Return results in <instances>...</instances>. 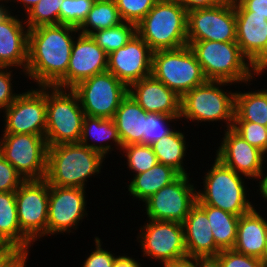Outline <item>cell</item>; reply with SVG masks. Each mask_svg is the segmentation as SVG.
Listing matches in <instances>:
<instances>
[{
    "label": "cell",
    "instance_id": "277c9868",
    "mask_svg": "<svg viewBox=\"0 0 267 267\" xmlns=\"http://www.w3.org/2000/svg\"><path fill=\"white\" fill-rule=\"evenodd\" d=\"M214 159L202 178L203 190H197L196 204L220 208L239 217L252 210L255 205L248 199L249 191L244 181L249 178L236 173L216 157Z\"/></svg>",
    "mask_w": 267,
    "mask_h": 267
},
{
    "label": "cell",
    "instance_id": "603a6c76",
    "mask_svg": "<svg viewBox=\"0 0 267 267\" xmlns=\"http://www.w3.org/2000/svg\"><path fill=\"white\" fill-rule=\"evenodd\" d=\"M188 258L216 256L221 249L215 244L207 214L195 204L183 221Z\"/></svg>",
    "mask_w": 267,
    "mask_h": 267
},
{
    "label": "cell",
    "instance_id": "cb8c5ba5",
    "mask_svg": "<svg viewBox=\"0 0 267 267\" xmlns=\"http://www.w3.org/2000/svg\"><path fill=\"white\" fill-rule=\"evenodd\" d=\"M262 215L254 207L239 217L235 251L262 258L267 245V219Z\"/></svg>",
    "mask_w": 267,
    "mask_h": 267
},
{
    "label": "cell",
    "instance_id": "2e32d148",
    "mask_svg": "<svg viewBox=\"0 0 267 267\" xmlns=\"http://www.w3.org/2000/svg\"><path fill=\"white\" fill-rule=\"evenodd\" d=\"M84 188L49 185L47 236L74 233L88 216ZM82 221V222H81ZM73 229V230H72ZM73 231V232H72Z\"/></svg>",
    "mask_w": 267,
    "mask_h": 267
},
{
    "label": "cell",
    "instance_id": "9a60e30c",
    "mask_svg": "<svg viewBox=\"0 0 267 267\" xmlns=\"http://www.w3.org/2000/svg\"><path fill=\"white\" fill-rule=\"evenodd\" d=\"M3 134H37L46 131V86H37L20 92L4 111Z\"/></svg>",
    "mask_w": 267,
    "mask_h": 267
},
{
    "label": "cell",
    "instance_id": "52a82bcc",
    "mask_svg": "<svg viewBox=\"0 0 267 267\" xmlns=\"http://www.w3.org/2000/svg\"><path fill=\"white\" fill-rule=\"evenodd\" d=\"M84 116L78 96L72 89L46 86L47 146L78 143Z\"/></svg>",
    "mask_w": 267,
    "mask_h": 267
},
{
    "label": "cell",
    "instance_id": "8992f818",
    "mask_svg": "<svg viewBox=\"0 0 267 267\" xmlns=\"http://www.w3.org/2000/svg\"><path fill=\"white\" fill-rule=\"evenodd\" d=\"M233 83L207 80L181 97L180 120L187 122H224L225 129L234 121L235 92L223 89ZM224 86V88H223ZM222 87V88H221Z\"/></svg>",
    "mask_w": 267,
    "mask_h": 267
},
{
    "label": "cell",
    "instance_id": "8d00e7d4",
    "mask_svg": "<svg viewBox=\"0 0 267 267\" xmlns=\"http://www.w3.org/2000/svg\"><path fill=\"white\" fill-rule=\"evenodd\" d=\"M95 0H64L60 8V24L79 28Z\"/></svg>",
    "mask_w": 267,
    "mask_h": 267
},
{
    "label": "cell",
    "instance_id": "e0dca14e",
    "mask_svg": "<svg viewBox=\"0 0 267 267\" xmlns=\"http://www.w3.org/2000/svg\"><path fill=\"white\" fill-rule=\"evenodd\" d=\"M107 68L108 54L91 35L79 33L72 45L67 73L54 86L72 89L78 83L96 74L106 72Z\"/></svg>",
    "mask_w": 267,
    "mask_h": 267
},
{
    "label": "cell",
    "instance_id": "5bb4252c",
    "mask_svg": "<svg viewBox=\"0 0 267 267\" xmlns=\"http://www.w3.org/2000/svg\"><path fill=\"white\" fill-rule=\"evenodd\" d=\"M191 179L189 174L180 175L147 199L143 204L147 219L183 223L197 201V190Z\"/></svg>",
    "mask_w": 267,
    "mask_h": 267
},
{
    "label": "cell",
    "instance_id": "ab89813d",
    "mask_svg": "<svg viewBox=\"0 0 267 267\" xmlns=\"http://www.w3.org/2000/svg\"><path fill=\"white\" fill-rule=\"evenodd\" d=\"M216 256L221 267H264L260 258L239 253L234 249L221 250Z\"/></svg>",
    "mask_w": 267,
    "mask_h": 267
},
{
    "label": "cell",
    "instance_id": "4dcf8cb0",
    "mask_svg": "<svg viewBox=\"0 0 267 267\" xmlns=\"http://www.w3.org/2000/svg\"><path fill=\"white\" fill-rule=\"evenodd\" d=\"M206 214L215 244L221 249H233L237 239L239 216L210 205H198Z\"/></svg>",
    "mask_w": 267,
    "mask_h": 267
},
{
    "label": "cell",
    "instance_id": "4316f807",
    "mask_svg": "<svg viewBox=\"0 0 267 267\" xmlns=\"http://www.w3.org/2000/svg\"><path fill=\"white\" fill-rule=\"evenodd\" d=\"M180 175L173 167L157 163L149 170L134 175L133 179L131 178L130 183L127 185L128 195L144 203L154 193L171 184Z\"/></svg>",
    "mask_w": 267,
    "mask_h": 267
},
{
    "label": "cell",
    "instance_id": "d4e9b609",
    "mask_svg": "<svg viewBox=\"0 0 267 267\" xmlns=\"http://www.w3.org/2000/svg\"><path fill=\"white\" fill-rule=\"evenodd\" d=\"M90 140L94 142L90 144ZM79 143L102 154L105 158L108 154L112 153L111 151L117 149L120 150L121 153L122 149V142L118 134L117 126L112 118L85 115ZM113 143L115 144L114 147H116L114 150V147H112Z\"/></svg>",
    "mask_w": 267,
    "mask_h": 267
},
{
    "label": "cell",
    "instance_id": "f546056e",
    "mask_svg": "<svg viewBox=\"0 0 267 267\" xmlns=\"http://www.w3.org/2000/svg\"><path fill=\"white\" fill-rule=\"evenodd\" d=\"M234 121L254 122L267 127V89L236 91Z\"/></svg>",
    "mask_w": 267,
    "mask_h": 267
},
{
    "label": "cell",
    "instance_id": "7c38bea8",
    "mask_svg": "<svg viewBox=\"0 0 267 267\" xmlns=\"http://www.w3.org/2000/svg\"><path fill=\"white\" fill-rule=\"evenodd\" d=\"M197 41L236 42L233 0L187 12V43Z\"/></svg>",
    "mask_w": 267,
    "mask_h": 267
},
{
    "label": "cell",
    "instance_id": "ac0fdd59",
    "mask_svg": "<svg viewBox=\"0 0 267 267\" xmlns=\"http://www.w3.org/2000/svg\"><path fill=\"white\" fill-rule=\"evenodd\" d=\"M223 135L220 146L215 150L216 158L236 173L258 181L266 170L264 163L267 156L250 145L232 127L225 129Z\"/></svg>",
    "mask_w": 267,
    "mask_h": 267
},
{
    "label": "cell",
    "instance_id": "816d5d0a",
    "mask_svg": "<svg viewBox=\"0 0 267 267\" xmlns=\"http://www.w3.org/2000/svg\"><path fill=\"white\" fill-rule=\"evenodd\" d=\"M29 251H23L8 267H26Z\"/></svg>",
    "mask_w": 267,
    "mask_h": 267
},
{
    "label": "cell",
    "instance_id": "9f6ffc18",
    "mask_svg": "<svg viewBox=\"0 0 267 267\" xmlns=\"http://www.w3.org/2000/svg\"><path fill=\"white\" fill-rule=\"evenodd\" d=\"M6 245L5 242H3L1 239H0V250Z\"/></svg>",
    "mask_w": 267,
    "mask_h": 267
},
{
    "label": "cell",
    "instance_id": "484cf974",
    "mask_svg": "<svg viewBox=\"0 0 267 267\" xmlns=\"http://www.w3.org/2000/svg\"><path fill=\"white\" fill-rule=\"evenodd\" d=\"M146 117L147 112L128 93L112 118L117 126L122 146L130 144L142 145Z\"/></svg>",
    "mask_w": 267,
    "mask_h": 267
},
{
    "label": "cell",
    "instance_id": "b9f144b4",
    "mask_svg": "<svg viewBox=\"0 0 267 267\" xmlns=\"http://www.w3.org/2000/svg\"><path fill=\"white\" fill-rule=\"evenodd\" d=\"M24 181V178L0 154V192L16 191Z\"/></svg>",
    "mask_w": 267,
    "mask_h": 267
},
{
    "label": "cell",
    "instance_id": "bcb514c9",
    "mask_svg": "<svg viewBox=\"0 0 267 267\" xmlns=\"http://www.w3.org/2000/svg\"><path fill=\"white\" fill-rule=\"evenodd\" d=\"M181 4L186 10L191 11L199 8H209L221 4L225 0H174Z\"/></svg>",
    "mask_w": 267,
    "mask_h": 267
},
{
    "label": "cell",
    "instance_id": "7bdbcfd3",
    "mask_svg": "<svg viewBox=\"0 0 267 267\" xmlns=\"http://www.w3.org/2000/svg\"><path fill=\"white\" fill-rule=\"evenodd\" d=\"M13 70L11 67H0V112L8 108L18 97L19 92L14 93Z\"/></svg>",
    "mask_w": 267,
    "mask_h": 267
},
{
    "label": "cell",
    "instance_id": "11a10c76",
    "mask_svg": "<svg viewBox=\"0 0 267 267\" xmlns=\"http://www.w3.org/2000/svg\"><path fill=\"white\" fill-rule=\"evenodd\" d=\"M261 261H262L264 267H267V245H266L264 254H263L262 258H261Z\"/></svg>",
    "mask_w": 267,
    "mask_h": 267
},
{
    "label": "cell",
    "instance_id": "f5cc1de1",
    "mask_svg": "<svg viewBox=\"0 0 267 267\" xmlns=\"http://www.w3.org/2000/svg\"><path fill=\"white\" fill-rule=\"evenodd\" d=\"M163 267H195V263L191 258L175 261L162 265Z\"/></svg>",
    "mask_w": 267,
    "mask_h": 267
},
{
    "label": "cell",
    "instance_id": "5b68a950",
    "mask_svg": "<svg viewBox=\"0 0 267 267\" xmlns=\"http://www.w3.org/2000/svg\"><path fill=\"white\" fill-rule=\"evenodd\" d=\"M136 33L155 52L187 43V10L174 0H158L136 25Z\"/></svg>",
    "mask_w": 267,
    "mask_h": 267
},
{
    "label": "cell",
    "instance_id": "7dc6e473",
    "mask_svg": "<svg viewBox=\"0 0 267 267\" xmlns=\"http://www.w3.org/2000/svg\"><path fill=\"white\" fill-rule=\"evenodd\" d=\"M195 267H221L217 256H196L191 258Z\"/></svg>",
    "mask_w": 267,
    "mask_h": 267
},
{
    "label": "cell",
    "instance_id": "f1b7e54d",
    "mask_svg": "<svg viewBox=\"0 0 267 267\" xmlns=\"http://www.w3.org/2000/svg\"><path fill=\"white\" fill-rule=\"evenodd\" d=\"M186 141L184 132L175 128L171 134L154 142L151 147L157 156L158 163L173 167L181 175H188L187 168H184L186 166L184 165V158L187 157L186 153L189 146Z\"/></svg>",
    "mask_w": 267,
    "mask_h": 267
},
{
    "label": "cell",
    "instance_id": "83f0119b",
    "mask_svg": "<svg viewBox=\"0 0 267 267\" xmlns=\"http://www.w3.org/2000/svg\"><path fill=\"white\" fill-rule=\"evenodd\" d=\"M0 239L22 251H30L34 244L20 229L15 191L0 192Z\"/></svg>",
    "mask_w": 267,
    "mask_h": 267
},
{
    "label": "cell",
    "instance_id": "6da1fadb",
    "mask_svg": "<svg viewBox=\"0 0 267 267\" xmlns=\"http://www.w3.org/2000/svg\"><path fill=\"white\" fill-rule=\"evenodd\" d=\"M78 34V28L63 24L30 29L25 77L38 86H54L67 73Z\"/></svg>",
    "mask_w": 267,
    "mask_h": 267
},
{
    "label": "cell",
    "instance_id": "ba28073f",
    "mask_svg": "<svg viewBox=\"0 0 267 267\" xmlns=\"http://www.w3.org/2000/svg\"><path fill=\"white\" fill-rule=\"evenodd\" d=\"M151 75L180 97L207 81L188 45L153 52Z\"/></svg>",
    "mask_w": 267,
    "mask_h": 267
},
{
    "label": "cell",
    "instance_id": "4fadbf2b",
    "mask_svg": "<svg viewBox=\"0 0 267 267\" xmlns=\"http://www.w3.org/2000/svg\"><path fill=\"white\" fill-rule=\"evenodd\" d=\"M15 198L21 231L33 243L46 237L49 207L48 182L45 179L25 180L15 191Z\"/></svg>",
    "mask_w": 267,
    "mask_h": 267
},
{
    "label": "cell",
    "instance_id": "d590c367",
    "mask_svg": "<svg viewBox=\"0 0 267 267\" xmlns=\"http://www.w3.org/2000/svg\"><path fill=\"white\" fill-rule=\"evenodd\" d=\"M178 119H180V116L147 112V117L145 118V135L142 137V145H152L162 137L171 134L175 129L170 123L178 121Z\"/></svg>",
    "mask_w": 267,
    "mask_h": 267
},
{
    "label": "cell",
    "instance_id": "3957f363",
    "mask_svg": "<svg viewBox=\"0 0 267 267\" xmlns=\"http://www.w3.org/2000/svg\"><path fill=\"white\" fill-rule=\"evenodd\" d=\"M188 46L207 80L251 85L260 72L242 53L237 42L197 41ZM248 83V84H247Z\"/></svg>",
    "mask_w": 267,
    "mask_h": 267
},
{
    "label": "cell",
    "instance_id": "f907efd6",
    "mask_svg": "<svg viewBox=\"0 0 267 267\" xmlns=\"http://www.w3.org/2000/svg\"><path fill=\"white\" fill-rule=\"evenodd\" d=\"M4 3L8 4L10 2L9 0H0V23L7 20L12 15L11 13H13L12 9H10L9 6L5 5Z\"/></svg>",
    "mask_w": 267,
    "mask_h": 267
},
{
    "label": "cell",
    "instance_id": "60d3db41",
    "mask_svg": "<svg viewBox=\"0 0 267 267\" xmlns=\"http://www.w3.org/2000/svg\"><path fill=\"white\" fill-rule=\"evenodd\" d=\"M94 238L95 248L87 255L88 257L86 256L82 267H112L115 259L119 255H115V253L108 251V249H103L101 239L98 236Z\"/></svg>",
    "mask_w": 267,
    "mask_h": 267
},
{
    "label": "cell",
    "instance_id": "7402d4cb",
    "mask_svg": "<svg viewBox=\"0 0 267 267\" xmlns=\"http://www.w3.org/2000/svg\"><path fill=\"white\" fill-rule=\"evenodd\" d=\"M23 20V17L20 19L12 13L0 23V67L21 68L24 74L28 60L29 28Z\"/></svg>",
    "mask_w": 267,
    "mask_h": 267
},
{
    "label": "cell",
    "instance_id": "d6a6232c",
    "mask_svg": "<svg viewBox=\"0 0 267 267\" xmlns=\"http://www.w3.org/2000/svg\"><path fill=\"white\" fill-rule=\"evenodd\" d=\"M136 34V25L122 22L105 30H97L91 34L95 42L109 55L111 52L125 46Z\"/></svg>",
    "mask_w": 267,
    "mask_h": 267
},
{
    "label": "cell",
    "instance_id": "ffe728a7",
    "mask_svg": "<svg viewBox=\"0 0 267 267\" xmlns=\"http://www.w3.org/2000/svg\"><path fill=\"white\" fill-rule=\"evenodd\" d=\"M235 17L239 48L260 72H267V19L259 15Z\"/></svg>",
    "mask_w": 267,
    "mask_h": 267
},
{
    "label": "cell",
    "instance_id": "f6af8a7d",
    "mask_svg": "<svg viewBox=\"0 0 267 267\" xmlns=\"http://www.w3.org/2000/svg\"><path fill=\"white\" fill-rule=\"evenodd\" d=\"M23 251L14 245H5L0 250V267H8Z\"/></svg>",
    "mask_w": 267,
    "mask_h": 267
},
{
    "label": "cell",
    "instance_id": "f35d334b",
    "mask_svg": "<svg viewBox=\"0 0 267 267\" xmlns=\"http://www.w3.org/2000/svg\"><path fill=\"white\" fill-rule=\"evenodd\" d=\"M124 22L137 25L158 0H114Z\"/></svg>",
    "mask_w": 267,
    "mask_h": 267
},
{
    "label": "cell",
    "instance_id": "ee69618b",
    "mask_svg": "<svg viewBox=\"0 0 267 267\" xmlns=\"http://www.w3.org/2000/svg\"><path fill=\"white\" fill-rule=\"evenodd\" d=\"M235 15H259L267 19V0H233Z\"/></svg>",
    "mask_w": 267,
    "mask_h": 267
},
{
    "label": "cell",
    "instance_id": "8fae6325",
    "mask_svg": "<svg viewBox=\"0 0 267 267\" xmlns=\"http://www.w3.org/2000/svg\"><path fill=\"white\" fill-rule=\"evenodd\" d=\"M72 90L78 96L84 114L100 118H113L128 95V86L109 71L78 83Z\"/></svg>",
    "mask_w": 267,
    "mask_h": 267
},
{
    "label": "cell",
    "instance_id": "30bf717a",
    "mask_svg": "<svg viewBox=\"0 0 267 267\" xmlns=\"http://www.w3.org/2000/svg\"><path fill=\"white\" fill-rule=\"evenodd\" d=\"M146 221L137 234V242H140L144 257L163 265L188 258L182 223L151 219Z\"/></svg>",
    "mask_w": 267,
    "mask_h": 267
},
{
    "label": "cell",
    "instance_id": "db71d44e",
    "mask_svg": "<svg viewBox=\"0 0 267 267\" xmlns=\"http://www.w3.org/2000/svg\"><path fill=\"white\" fill-rule=\"evenodd\" d=\"M40 0H9V2H13L19 4L22 6V9H24V13L27 14Z\"/></svg>",
    "mask_w": 267,
    "mask_h": 267
},
{
    "label": "cell",
    "instance_id": "7a4b0ae2",
    "mask_svg": "<svg viewBox=\"0 0 267 267\" xmlns=\"http://www.w3.org/2000/svg\"><path fill=\"white\" fill-rule=\"evenodd\" d=\"M104 160L102 154L79 142L48 146L45 180L57 187L86 189L85 182L98 176Z\"/></svg>",
    "mask_w": 267,
    "mask_h": 267
},
{
    "label": "cell",
    "instance_id": "74e56055",
    "mask_svg": "<svg viewBox=\"0 0 267 267\" xmlns=\"http://www.w3.org/2000/svg\"><path fill=\"white\" fill-rule=\"evenodd\" d=\"M232 128L267 156V127L254 122L233 121Z\"/></svg>",
    "mask_w": 267,
    "mask_h": 267
},
{
    "label": "cell",
    "instance_id": "c3c4849f",
    "mask_svg": "<svg viewBox=\"0 0 267 267\" xmlns=\"http://www.w3.org/2000/svg\"><path fill=\"white\" fill-rule=\"evenodd\" d=\"M136 258H133L132 256H127L125 254L119 255L112 267H142V264L135 260Z\"/></svg>",
    "mask_w": 267,
    "mask_h": 267
},
{
    "label": "cell",
    "instance_id": "d6986e66",
    "mask_svg": "<svg viewBox=\"0 0 267 267\" xmlns=\"http://www.w3.org/2000/svg\"><path fill=\"white\" fill-rule=\"evenodd\" d=\"M153 51L136 33L128 43L108 55L107 71L128 87L151 75Z\"/></svg>",
    "mask_w": 267,
    "mask_h": 267
},
{
    "label": "cell",
    "instance_id": "681fc988",
    "mask_svg": "<svg viewBox=\"0 0 267 267\" xmlns=\"http://www.w3.org/2000/svg\"><path fill=\"white\" fill-rule=\"evenodd\" d=\"M258 188L257 191L260 192V197L262 196V199H264V201L266 200L267 202V173L263 171L259 181H258Z\"/></svg>",
    "mask_w": 267,
    "mask_h": 267
},
{
    "label": "cell",
    "instance_id": "1f68e13d",
    "mask_svg": "<svg viewBox=\"0 0 267 267\" xmlns=\"http://www.w3.org/2000/svg\"><path fill=\"white\" fill-rule=\"evenodd\" d=\"M122 22L114 0H95L78 31L83 35H91L97 30H105Z\"/></svg>",
    "mask_w": 267,
    "mask_h": 267
},
{
    "label": "cell",
    "instance_id": "9c48e42d",
    "mask_svg": "<svg viewBox=\"0 0 267 267\" xmlns=\"http://www.w3.org/2000/svg\"><path fill=\"white\" fill-rule=\"evenodd\" d=\"M47 143L37 134H3L0 154L24 180L45 179L47 172Z\"/></svg>",
    "mask_w": 267,
    "mask_h": 267
},
{
    "label": "cell",
    "instance_id": "e575fe53",
    "mask_svg": "<svg viewBox=\"0 0 267 267\" xmlns=\"http://www.w3.org/2000/svg\"><path fill=\"white\" fill-rule=\"evenodd\" d=\"M121 154L127 158L126 166L128 165L127 168L134 173L133 175L145 172L158 163L151 145L130 144L122 146Z\"/></svg>",
    "mask_w": 267,
    "mask_h": 267
},
{
    "label": "cell",
    "instance_id": "44dd1931",
    "mask_svg": "<svg viewBox=\"0 0 267 267\" xmlns=\"http://www.w3.org/2000/svg\"><path fill=\"white\" fill-rule=\"evenodd\" d=\"M128 93L148 113L180 116L181 97L152 75L132 83Z\"/></svg>",
    "mask_w": 267,
    "mask_h": 267
},
{
    "label": "cell",
    "instance_id": "836d02e7",
    "mask_svg": "<svg viewBox=\"0 0 267 267\" xmlns=\"http://www.w3.org/2000/svg\"><path fill=\"white\" fill-rule=\"evenodd\" d=\"M63 1L40 0L26 15L24 14V21L29 30L42 25L60 24V8Z\"/></svg>",
    "mask_w": 267,
    "mask_h": 267
}]
</instances>
